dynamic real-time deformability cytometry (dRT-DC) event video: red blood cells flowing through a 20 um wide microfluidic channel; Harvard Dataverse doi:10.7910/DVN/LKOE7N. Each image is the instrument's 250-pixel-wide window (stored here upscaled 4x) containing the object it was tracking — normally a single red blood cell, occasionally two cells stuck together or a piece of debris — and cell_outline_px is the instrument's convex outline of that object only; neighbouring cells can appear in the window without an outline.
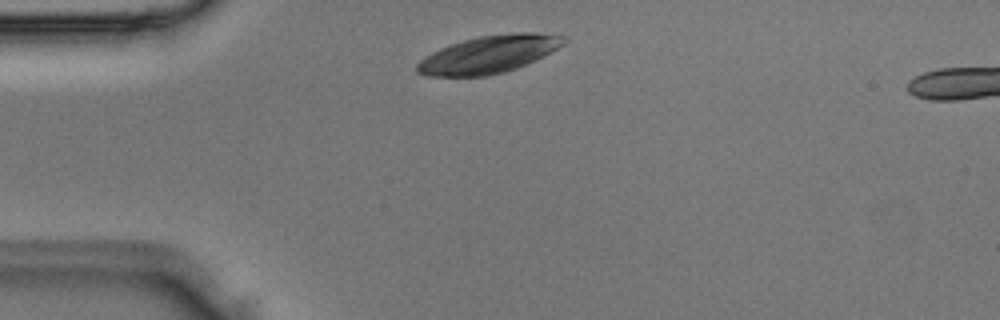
{"species": "Egyptian fruit bat (a non-hibernating species)", "species_latin": "Rousettus aegyptiacus", "temperature_condition": "room temperature", "stored_images_in_passage": 2, "camera_frame_rate_fps": 3000, "um_per_image_px": 0.085, "animal": {"sex": "male"}, "frame": {"image": 1, "passage_image": 1, "time_ms": 0.0, "image_size_px": [1000, 320], "cell_outline_px": [[568, 40], [564, 44], [544, 56], [536, 60], [516, 68], [504, 72], [484, 76], [428, 76], [416, 72], [416, 64], [424, 56], [440, 48], [464, 40], [480, 36], [520, 32], [540, 32], [568, 36]], "centroid_in_image_um": [41.59, 4.61], "position_along_channel_um": 43.4, "area_um2": 32.14}}